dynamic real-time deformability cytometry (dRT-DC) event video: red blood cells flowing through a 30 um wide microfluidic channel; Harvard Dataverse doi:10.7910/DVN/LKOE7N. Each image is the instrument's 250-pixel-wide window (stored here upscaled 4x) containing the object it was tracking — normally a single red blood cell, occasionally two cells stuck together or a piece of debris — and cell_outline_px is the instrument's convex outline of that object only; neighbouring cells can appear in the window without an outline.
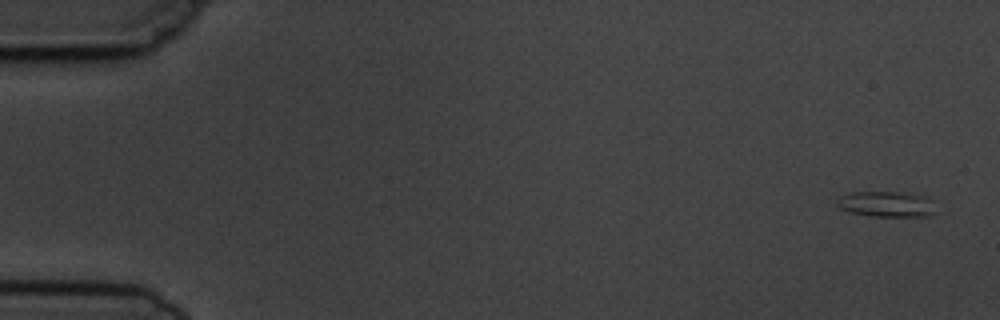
{"species": "common noctule bat (a hibernating species)", "species_latin": "Nyctalus noctula", "temperature_condition": "cold", "stored_images_in_passage": 7, "camera_frame_rate_fps": 3000, "um_per_image_px": 0.085, "animal": {"sex": "male", "body_mass_g": 19.5, "forearm_length_mm": 54.6}, "frame": {"image": 1, "passage_image": 1, "time_ms": 0.0, "image_size_px": [1000, 320], "cell_outline_px": [[932, 212], [928, 216], [872, 216], [852, 212], [840, 208], [836, 204], [836, 200], [840, 196], [852, 192], [904, 192], [928, 196]], "centroid_in_image_um": [75.28, 17.33], "position_along_channel_um": 9.7, "area_um2": 14.45}}
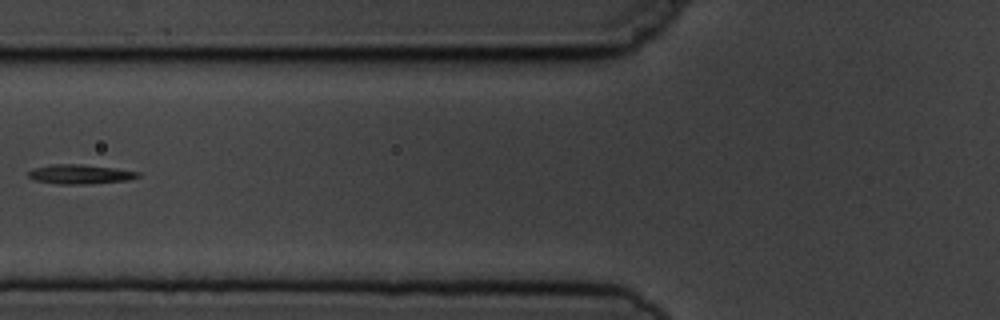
{"frame": {"image": 2, "passage_image": 6, "time_ms": 6.667, "image_size_px": [1000, 320], "cell_outline_px": [[140, 176], [128, 180], [88, 184], [60, 184], [36, 180], [28, 176], [28, 172], [32, 168], [52, 164], [80, 164], [116, 168], [140, 172]], "centroid_in_image_um": [6.82, 14.8], "position_along_channel_um": 119.0, "area_um2": 12.37}}
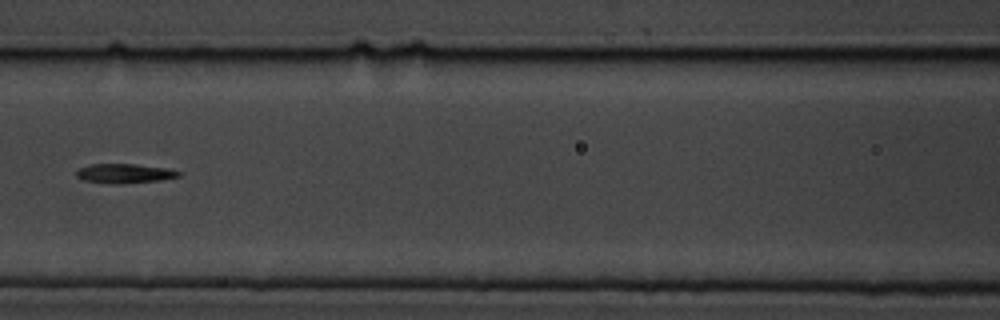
{"frame": {"image": 3, "passage_image": 7, "time_ms": 7.667, "image_size_px": [1000, 320], "cell_outline_px": [[180, 176], [160, 180], [120, 184], [112, 184], [84, 180], [76, 176], [76, 172], [80, 168], [88, 164], [136, 164], [168, 168], [180, 172]], "centroid_in_image_um": [10.58, 14.74], "position_along_channel_um": 156.0, "area_um2": 11.56}}